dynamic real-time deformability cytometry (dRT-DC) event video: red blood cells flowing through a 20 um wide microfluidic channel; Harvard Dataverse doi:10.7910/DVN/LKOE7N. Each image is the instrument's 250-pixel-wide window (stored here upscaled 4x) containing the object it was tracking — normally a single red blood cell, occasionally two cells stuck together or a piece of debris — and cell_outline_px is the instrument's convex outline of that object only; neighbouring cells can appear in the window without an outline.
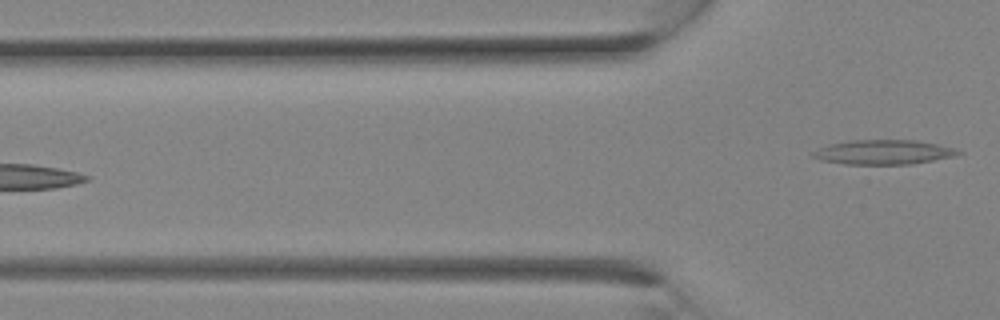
{"species": "Egyptian fruit bat (a non-hibernating species)", "species_latin": "Rousettus aegyptiacus", "temperature_condition": "room temperature", "stored_images_in_passage": 4, "segment_of_instrument_passage": [2, 2], "camera_frame_rate_fps": 3000, "um_per_image_px": 0.085, "animal": {"sex": "female"}, "frame": {"image": 1, "passage_image": 4, "time_ms": 1.0, "image_size_px": [1000, 320], "cell_outline_px": [[964, 152], [956, 156], [912, 164], [844, 164], [820, 160], [812, 156], [812, 152], [828, 144], [848, 140], [916, 140], [956, 148]], "centroid_in_image_um": [75.12, 12.93], "position_along_channel_um": 50.7, "area_um2": 20.87}}